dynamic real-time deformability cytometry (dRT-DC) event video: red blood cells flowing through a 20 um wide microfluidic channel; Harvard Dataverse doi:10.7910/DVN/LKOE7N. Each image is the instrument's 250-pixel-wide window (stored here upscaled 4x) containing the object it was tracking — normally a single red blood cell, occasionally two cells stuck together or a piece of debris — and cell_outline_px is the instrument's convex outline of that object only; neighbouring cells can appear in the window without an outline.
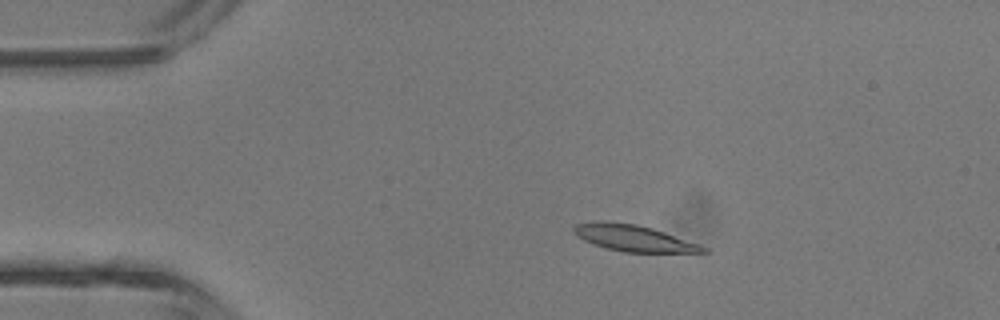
{"species": "common noctule bat (a hibernating species)", "species_latin": "Nyctalus noctula", "temperature_condition": "room temperature", "stored_images_in_passage": 5, "camera_frame_rate_fps": 3000, "um_per_image_px": 0.085, "animal": {"sex": "male", "body_mass_g": 13.3}, "frame": {"image": 1, "passage_image": 3, "time_ms": 2.667, "image_size_px": [1000, 320], "cell_outline_px": [[708, 252], [624, 252], [592, 244], [576, 236], [572, 228], [576, 224], [596, 220], [608, 220], [636, 224], [652, 228], [700, 244], [708, 248]], "centroid_in_image_um": [53.82, 20.22], "position_along_channel_um": 31.2, "area_um2": 19.94}}
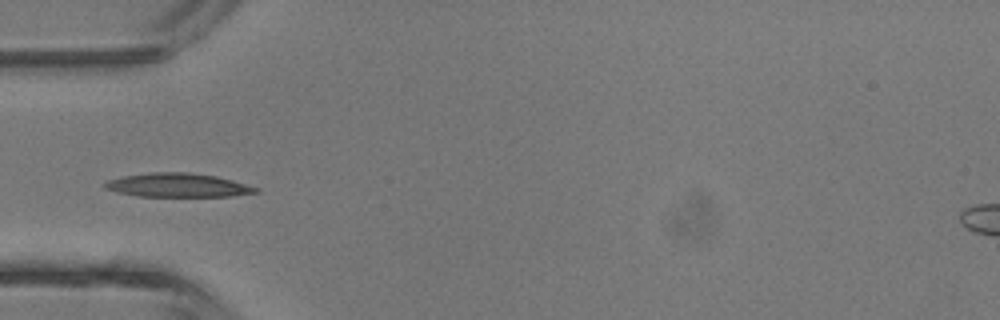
{"frame": {"image": 2, "passage_image": 5, "time_ms": 4.667, "image_size_px": [1000, 320], "cell_outline_px": [[260, 192], [232, 196], [136, 196], [116, 192], [104, 188], [100, 184], [108, 180], [120, 176], [152, 172], [188, 172], [216, 176], [232, 180], [260, 188]], "centroid_in_image_um": [15.07, 15.74], "position_along_channel_um": 69.9, "area_um2": 21.15}}